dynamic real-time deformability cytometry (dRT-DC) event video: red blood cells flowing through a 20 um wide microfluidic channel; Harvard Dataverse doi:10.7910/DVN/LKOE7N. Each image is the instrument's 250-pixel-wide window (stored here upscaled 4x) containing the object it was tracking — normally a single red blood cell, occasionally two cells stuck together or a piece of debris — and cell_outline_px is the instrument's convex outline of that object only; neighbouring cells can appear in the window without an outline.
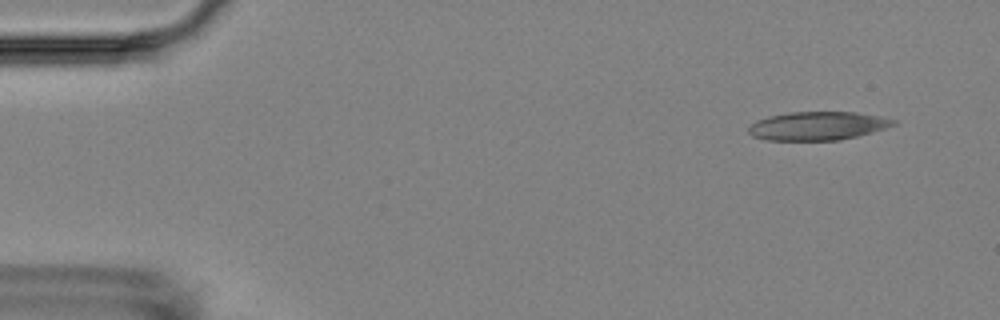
{"species": "Egyptian fruit bat (a non-hibernating species)", "species_latin": "Rousettus aegyptiacus", "temperature_condition": "room temperature", "stored_images_in_passage": 8, "camera_frame_rate_fps": 3000, "um_per_image_px": 0.085, "animal": {"sex": "female"}, "frame": {"image": 1, "passage_image": 1, "time_ms": 0.0, "image_size_px": [1000, 320], "cell_outline_px": [[896, 124], [884, 128], [856, 136], [840, 140], [764, 140], [752, 136], [748, 132], [748, 128], [756, 120], [768, 116], [788, 112], [856, 112], [896, 120]], "centroid_in_image_um": [69.43, 10.7], "position_along_channel_um": 15.6, "area_um2": 23.87}}
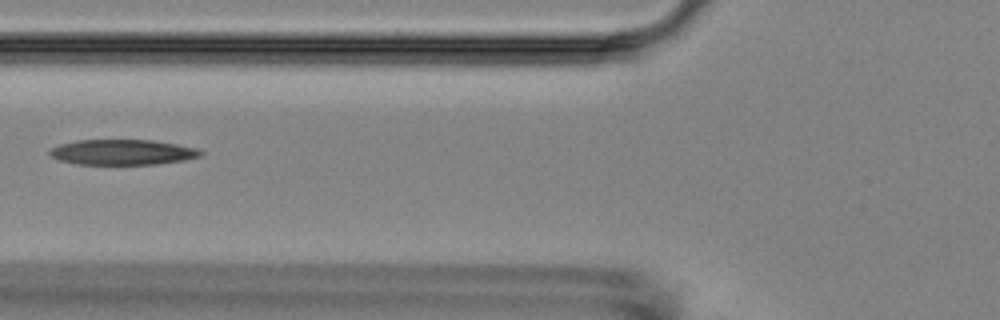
{"frame": {"image": 2, "passage_image": 6, "time_ms": 5.667, "image_size_px": [1000, 320], "cell_outline_px": [[204, 152], [200, 156], [184, 160], [156, 164], [76, 164], [60, 160], [52, 156], [48, 152], [52, 148], [60, 144], [76, 140], [152, 140], [176, 144], [196, 148]], "centroid_in_image_um": [10.41, 12.93], "position_along_channel_um": 115.4, "area_um2": 22.14}}
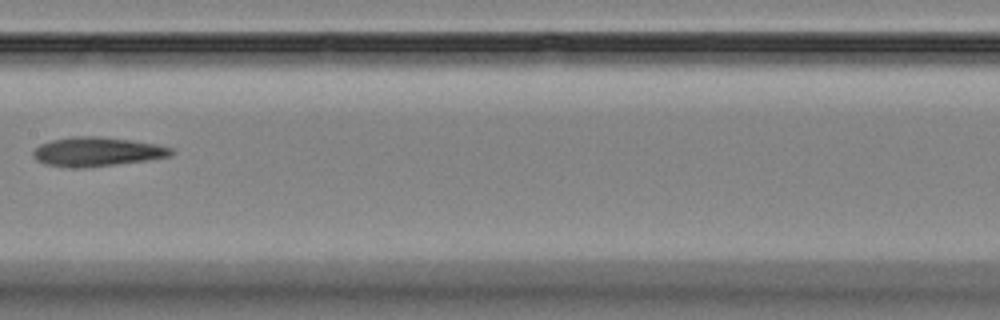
{"frame": {"image": 3, "passage_image": 8, "time_ms": 8.0, "image_size_px": [1000, 320], "cell_outline_px": [[176, 152], [172, 156], [148, 160], [84, 168], [76, 168], [44, 164], [36, 160], [32, 156], [32, 152], [40, 144], [52, 140], [72, 136], [100, 136], [156, 144], [172, 148]], "centroid_in_image_um": [8.25, 12.9], "position_along_channel_um": 199.2, "area_um2": 23.52}}